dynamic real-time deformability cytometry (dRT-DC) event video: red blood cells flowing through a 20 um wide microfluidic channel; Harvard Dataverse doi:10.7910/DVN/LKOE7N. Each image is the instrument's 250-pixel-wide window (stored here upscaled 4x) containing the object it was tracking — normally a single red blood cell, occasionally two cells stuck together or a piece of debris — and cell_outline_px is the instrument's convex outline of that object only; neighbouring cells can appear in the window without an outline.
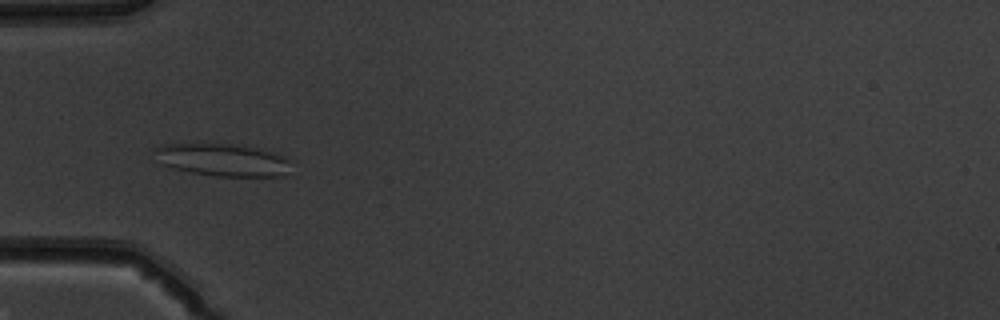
{"species": "common noctule bat (a hibernating species)", "species_latin": "Nyctalus noctula", "temperature_condition": "warm", "stored_images_in_passage": 51, "camera_frame_rate_fps": 3000, "um_per_image_px": 0.085, "animal": {"sex": "male", "body_mass_g": 19.5, "forearm_length_mm": 54.6}, "frame": {"image": 1, "passage_image": 17, "time_ms": 5.333, "image_size_px": [1000, 320], "cell_outline_px": [[288, 172], [284, 176], [216, 176], [192, 172], [172, 168], [160, 164], [152, 148], [160, 144], [228, 144], [256, 148], [272, 152], [284, 156], [288, 160]], "centroid_in_image_um": [18.86, 13.59], "position_along_channel_um": 66.1, "area_um2": 25.66}}
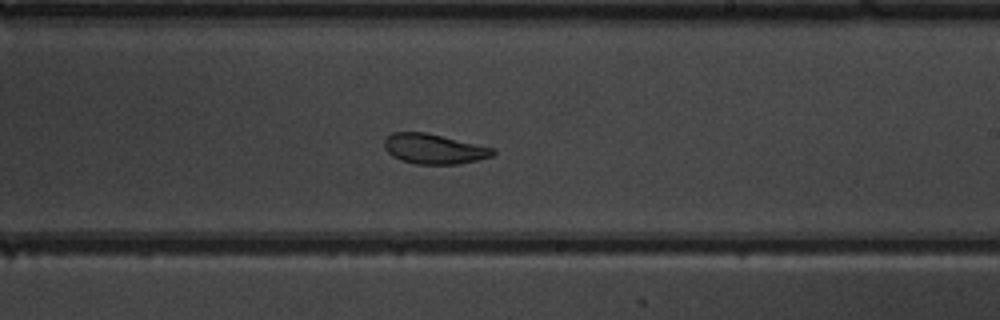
{"frame": {"image": 2, "passage_image": 31, "time_ms": 10.0, "image_size_px": [1000, 320], "cell_outline_px": [[496, 152], [492, 156], [460, 164], [416, 164], [400, 160], [392, 156], [384, 148], [384, 140], [392, 132], [424, 132], [496, 148]], "centroid_in_image_um": [36.89, 12.66], "position_along_channel_um": 252.1, "area_um2": 19.02}}
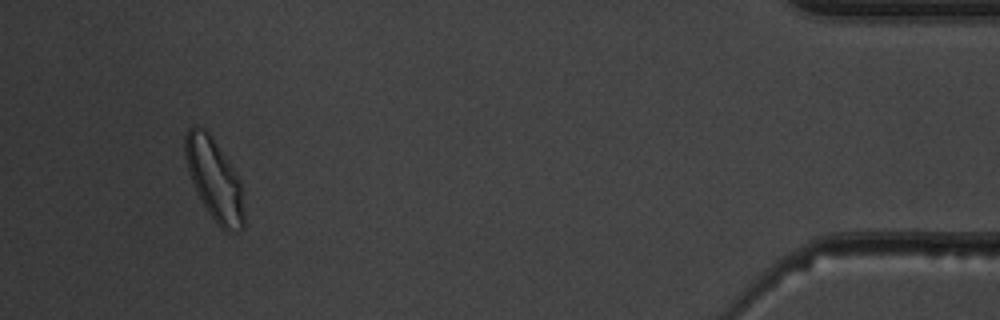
{"frame": {"image": 3, "passage_image": 48, "time_ms": 15.667, "image_size_px": [1000, 320], "cell_outline_px": [[244, 228], [240, 232], [224, 232], [220, 228], [208, 212], [192, 180], [184, 156], [184, 136], [188, 128], [196, 124], [204, 128], [208, 132], [240, 180], [244, 212]], "centroid_in_image_um": [18.22, 15.28], "position_along_channel_um": 417.0, "area_um2": 27.69}, "authors_computed_cell_mechanics": {"area_um2": 24.4494, "velocity_mm_per_s": 4.024, "shape_relaxation_time_tau1_ms": 7.3584, "shape_relaxation_time_tau2_ms": 1.2366, "deformation_change_tau1": 0.2088, "deformation_change_tau2": 0.0776}}